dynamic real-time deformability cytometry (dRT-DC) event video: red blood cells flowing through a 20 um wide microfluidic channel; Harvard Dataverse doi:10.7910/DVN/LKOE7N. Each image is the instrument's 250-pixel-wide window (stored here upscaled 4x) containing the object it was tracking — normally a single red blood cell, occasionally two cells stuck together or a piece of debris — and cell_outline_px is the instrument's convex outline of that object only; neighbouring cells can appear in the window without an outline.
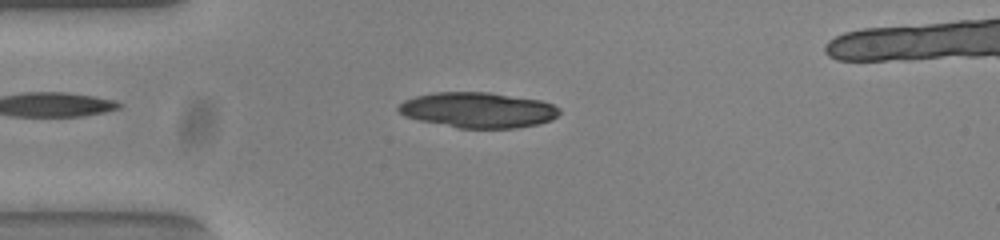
{"species": "common noctule bat (a hibernating species)", "species_latin": "Nyctalus noctula", "temperature_condition": "warm", "stored_images_in_passage": 48, "camera_frame_rate_fps": 3000, "um_per_image_px": 0.085, "animal": {"sex": "female", "body_mass_g": 23.0, "forearm_length_mm": 53.4}, "frame": {"image": 1, "passage_image": 10, "time_ms": 3.0, "image_size_px": [1000, 240], "cell_outline_px": [[560, 112], [552, 120], [540, 124], [516, 128], [460, 128], [420, 120], [404, 116], [396, 108], [404, 100], [416, 96], [436, 92], [488, 92], [540, 100], [552, 104], [560, 108]], "centroid_in_image_um": [40.65, 9.35], "position_along_channel_um": 44.3, "area_um2": 33.18}}